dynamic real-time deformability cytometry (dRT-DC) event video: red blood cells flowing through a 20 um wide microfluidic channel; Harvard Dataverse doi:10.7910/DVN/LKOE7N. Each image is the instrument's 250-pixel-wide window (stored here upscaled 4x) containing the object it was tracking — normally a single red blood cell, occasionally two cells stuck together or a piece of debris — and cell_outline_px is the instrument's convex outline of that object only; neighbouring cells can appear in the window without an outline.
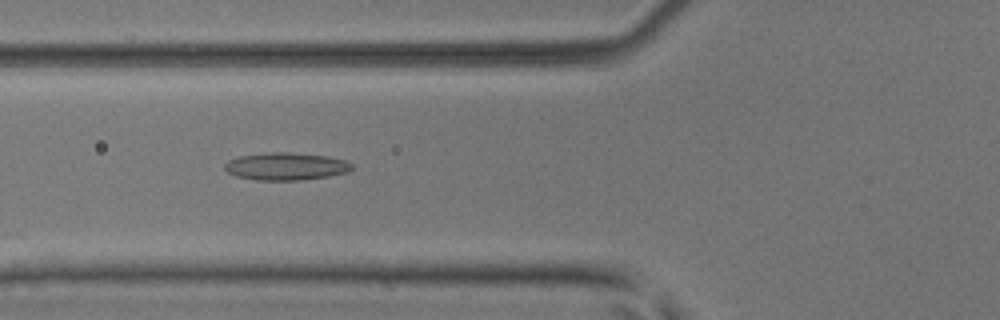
{"species": "common noctule bat (a hibernating species)", "species_latin": "Nyctalus noctula", "temperature_condition": "room temperature", "stored_images_in_passage": 34, "camera_frame_rate_fps": 3000, "um_per_image_px": 0.085, "animal": {"sex": "male", "body_mass_g": 17.9, "forearm_length_mm": 54.2}, "frame": {"image": 1, "passage_image": 17, "time_ms": 5.333, "image_size_px": [1000, 320], "cell_outline_px": [[352, 168], [348, 172], [328, 176], [300, 180], [256, 180], [236, 176], [228, 172], [224, 168], [224, 164], [228, 160], [240, 156], [272, 152], [288, 152], [328, 156], [344, 160], [352, 164]], "centroid_in_image_um": [24.29, 14.14], "position_along_channel_um": 101.5, "area_um2": 20.29}}
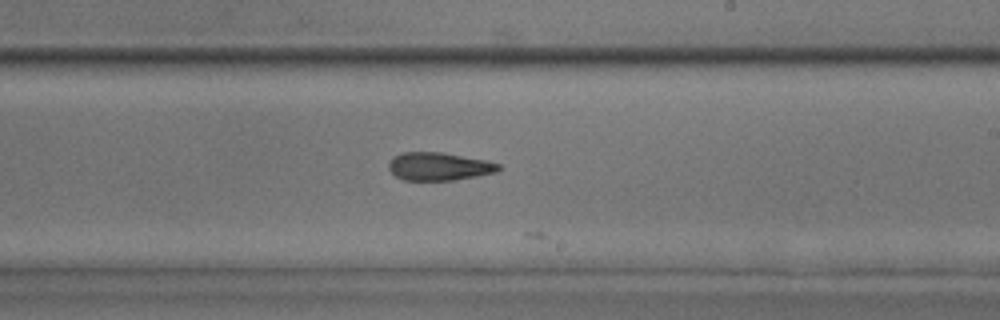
{"frame": {"image": 2, "passage_image": 28, "time_ms": 9.0, "image_size_px": [1000, 320], "cell_outline_px": [[500, 168], [496, 172], [476, 176], [452, 180], [404, 180], [396, 176], [388, 168], [388, 164], [392, 156], [400, 152], [440, 152], [484, 160], [500, 164]], "centroid_in_image_um": [37.25, 14.14], "position_along_channel_um": 251.7, "area_um2": 17.8}}
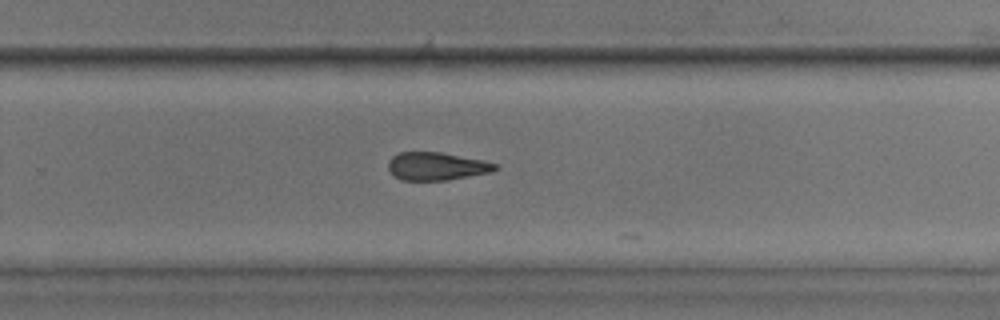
{"frame": {"image": 3, "passage_image": 31, "time_ms": 10.0, "image_size_px": [1000, 320], "cell_outline_px": [[500, 168], [488, 172], [448, 180], [400, 180], [392, 176], [388, 168], [388, 160], [392, 156], [400, 152], [440, 152], [484, 160], [500, 164]], "centroid_in_image_um": [37.09, 14.13], "position_along_channel_um": 292.7, "area_um2": 17.57}}